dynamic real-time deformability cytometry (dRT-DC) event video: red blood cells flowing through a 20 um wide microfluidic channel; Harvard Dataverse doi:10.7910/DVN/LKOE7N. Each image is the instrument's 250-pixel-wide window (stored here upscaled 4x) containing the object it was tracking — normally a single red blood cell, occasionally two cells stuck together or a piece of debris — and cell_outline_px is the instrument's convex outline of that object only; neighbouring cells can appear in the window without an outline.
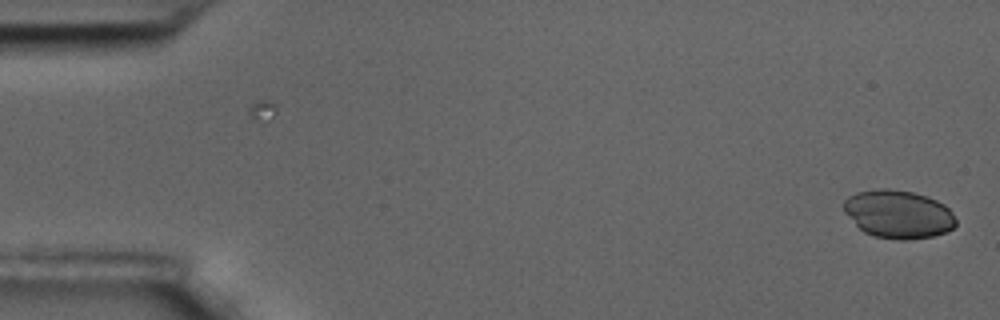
{"species": "common noctule bat (a hibernating species)", "species_latin": "Nyctalus noctula", "temperature_condition": "room temperature", "stored_images_in_passage": 58, "camera_frame_rate_fps": 3000, "um_per_image_px": 0.085, "animal": {"sex": "male", "body_mass_g": 17.5, "forearm_length_mm": 52.3}, "frame": {"image": 1, "passage_image": 1, "time_ms": 0.0, "image_size_px": [1000, 320], "cell_outline_px": [[956, 224], [952, 228], [944, 232], [932, 236], [904, 240], [900, 240], [876, 236], [864, 232], [844, 212], [844, 200], [848, 196], [856, 192], [880, 188], [888, 188], [912, 192], [936, 200], [944, 204], [952, 212], [956, 220]], "centroid_in_image_um": [76.34, 18.19], "position_along_channel_um": 8.7, "area_um2": 31.21}}
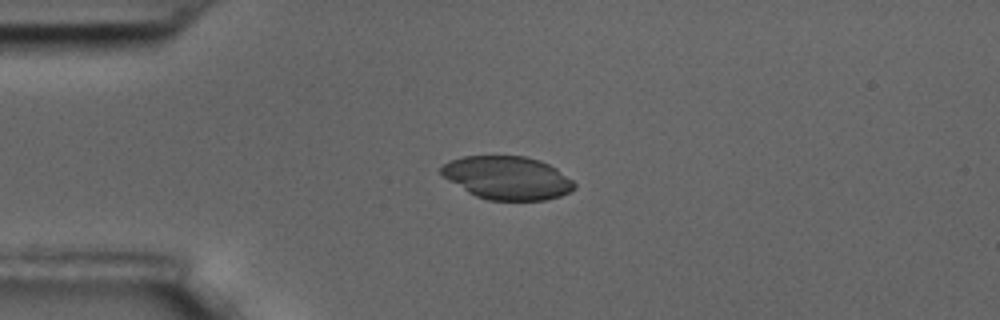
{"frame": {"image": 2, "passage_image": 14, "time_ms": 4.333, "image_size_px": [1000, 320], "cell_outline_px": [[576, 188], [560, 196], [544, 200], [488, 200], [476, 196], [468, 192], [444, 176], [440, 172], [440, 168], [448, 160], [464, 156], [524, 156], [540, 160], [556, 168], [572, 180], [576, 184]], "centroid_in_image_um": [43.13, 15.11], "position_along_channel_um": 41.9, "area_um2": 33.35}}
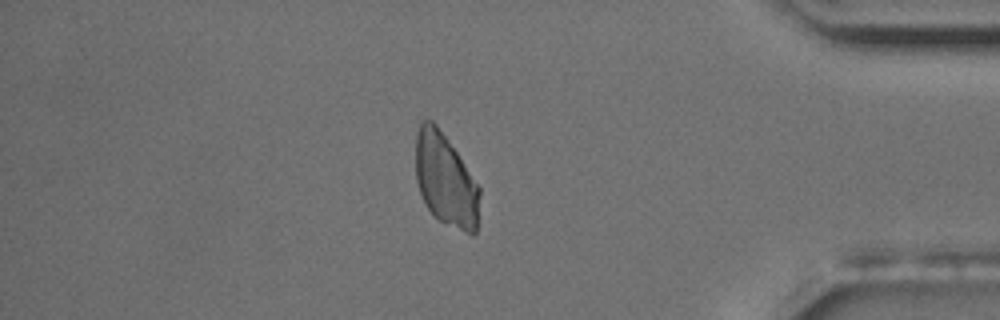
{"frame": {"image": 3, "passage_image": 50, "time_ms": 16.333, "image_size_px": [1000, 320], "cell_outline_px": [[480, 196], [476, 232], [472, 236], [440, 220], [428, 208], [420, 192], [416, 180], [416, 136], [420, 120], [432, 120], [436, 124], [456, 152], [480, 188]], "centroid_in_image_um": [37.87, 15.3], "position_along_channel_um": 397.3, "area_um2": 34.1}}